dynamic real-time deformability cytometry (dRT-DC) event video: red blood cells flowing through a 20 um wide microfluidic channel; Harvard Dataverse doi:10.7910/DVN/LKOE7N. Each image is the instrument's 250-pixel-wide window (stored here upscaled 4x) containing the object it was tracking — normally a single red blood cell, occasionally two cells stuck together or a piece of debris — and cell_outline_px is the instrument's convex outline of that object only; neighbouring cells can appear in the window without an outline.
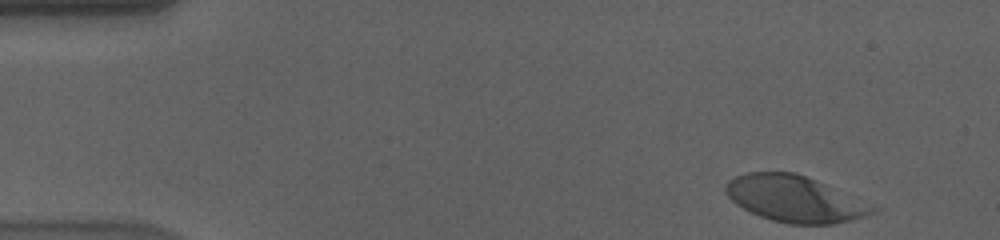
{"species": "human", "species_latin": "Homo sapiens", "temperature_condition": "cold", "stored_images_in_passage": 44, "camera_frame_rate_fps": 3000, "um_per_image_px": 0.085, "donor": {"sex": "male"}, "frame": {"image": 1, "passage_image": 1, "time_ms": 0.0, "image_size_px": [1000, 240], "cell_outline_px": [[880, 208], [864, 216], [832, 224], [788, 224], [772, 220], [760, 216], [736, 204], [724, 192], [724, 184], [728, 180], [736, 176], [748, 172], [796, 172], [816, 180]], "centroid_in_image_um": [67.51, 16.89], "position_along_channel_um": 17.5, "area_um2": 39.3}}
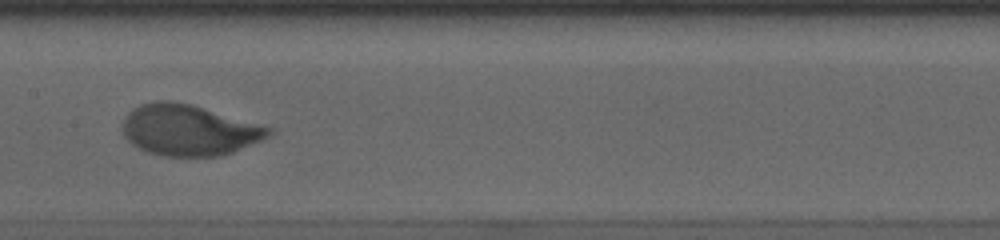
{"frame": {"image": 2, "passage_image": 25, "time_ms": 8.0, "image_size_px": [1000, 240], "cell_outline_px": [[272, 132], [268, 136], [260, 140], [232, 152], [220, 156], [164, 156], [148, 152], [132, 144], [124, 136], [124, 120], [128, 112], [132, 108], [140, 104], [156, 100], [172, 100], [192, 104], [272, 128]], "centroid_in_image_um": [16.02, 11.04], "position_along_channel_um": 191.4, "area_um2": 43.06}}
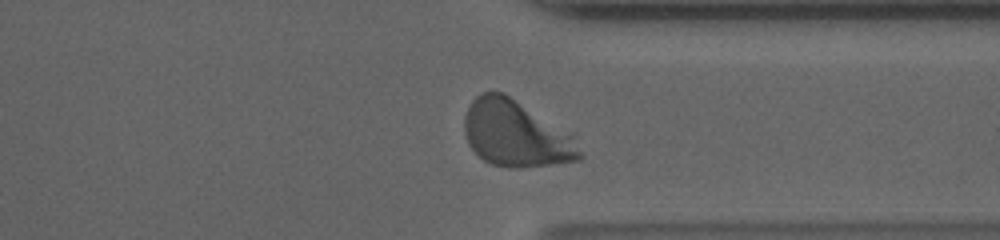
{"frame": {"image": 3, "passage_image": 40, "time_ms": 13.0, "image_size_px": [1000, 240], "cell_outline_px": [[584, 156], [580, 160], [520, 168], [508, 168], [492, 164], [484, 160], [468, 144], [464, 132], [464, 116], [472, 100], [476, 96], [484, 92], [504, 92], [576, 136]], "centroid_in_image_um": [43.88, 11.38], "position_along_channel_um": 367.5, "area_um2": 44.8}, "authors_computed_cell_mechanics": {"area_um2": 43.061, "velocity_mm_per_s": 3.5316, "shape_relaxation_time_tau1_ms": 3.9109, "shape_relaxation_time_tau2_ms": null, "deformation_change_tau1": 0.2243, "deformation_change_tau2": null}}